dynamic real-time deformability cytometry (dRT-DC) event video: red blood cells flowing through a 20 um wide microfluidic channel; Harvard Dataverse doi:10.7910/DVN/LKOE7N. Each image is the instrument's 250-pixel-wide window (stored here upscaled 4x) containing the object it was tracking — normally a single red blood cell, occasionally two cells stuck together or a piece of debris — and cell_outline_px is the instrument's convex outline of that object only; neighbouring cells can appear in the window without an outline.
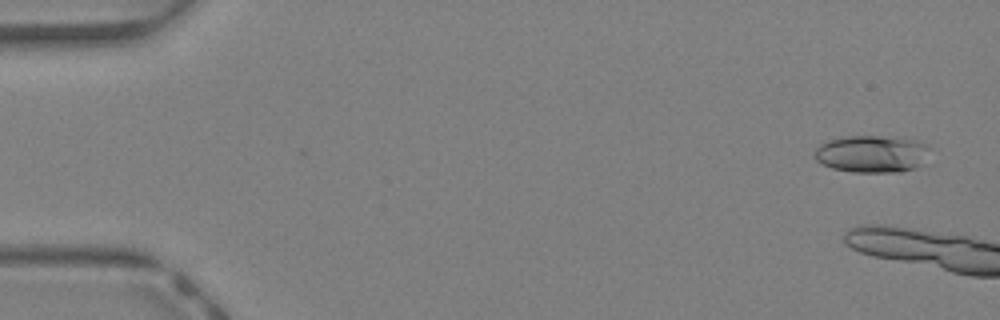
{"species": "Egyptian fruit bat (a non-hibernating species)", "species_latin": "Rousettus aegyptiacus", "temperature_condition": "warm", "stored_images_in_passage": 6, "camera_frame_rate_fps": 3000, "um_per_image_px": 0.085, "animal": {"sex": "female"}, "frame": {"image": 1, "passage_image": 2, "time_ms": 0.333, "image_size_px": [1000, 320], "cell_outline_px": [[928, 148], [920, 164], [916, 168], [900, 172], [852, 172], [832, 168], [816, 160], [812, 156], [816, 148], [820, 144], [828, 140], [844, 136], [904, 136], [928, 144]], "centroid_in_image_um": [74.08, 13.06], "position_along_channel_um": 10.9, "area_um2": 25.2}}